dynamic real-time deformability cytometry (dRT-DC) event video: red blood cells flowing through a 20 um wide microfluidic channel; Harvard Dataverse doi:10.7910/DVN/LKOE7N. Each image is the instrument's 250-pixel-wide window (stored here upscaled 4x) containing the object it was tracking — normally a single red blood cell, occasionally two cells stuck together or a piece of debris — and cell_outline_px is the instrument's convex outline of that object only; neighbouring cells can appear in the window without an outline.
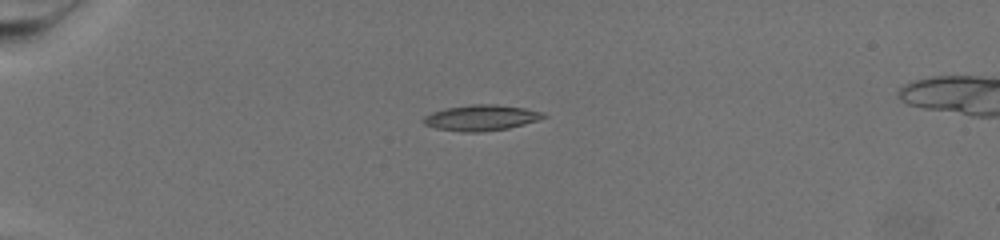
{"species": "common noctule bat (a hibernating species)", "species_latin": "Nyctalus noctula", "temperature_condition": "warm", "stored_images_in_passage": 55, "camera_frame_rate_fps": 3000, "um_per_image_px": 0.085, "animal": {"sex": "female", "body_mass_g": 19.5, "forearm_length_mm": 54.1}, "frame": {"image": 1, "passage_image": 1, "time_ms": 0.0, "image_size_px": [1000, 240], "cell_outline_px": [[548, 116], [540, 120], [508, 128], [484, 132], [464, 132], [436, 128], [424, 124], [420, 120], [424, 116], [432, 112], [448, 108], [472, 104], [496, 104], [524, 108], [544, 112]], "centroid_in_image_um": [40.92, 10.01], "position_along_channel_um": 44.1, "area_um2": 18.09}}
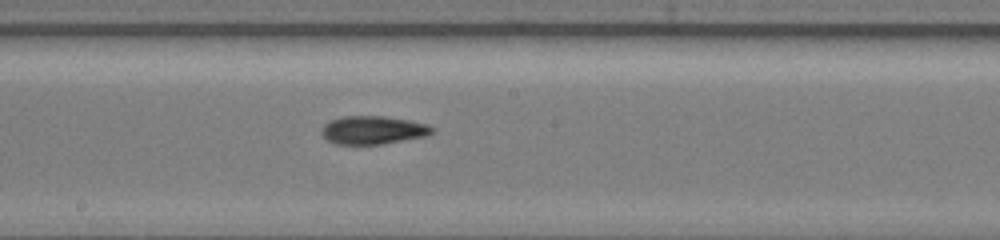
{"frame": {"image": 2, "passage_image": 24, "time_ms": 7.667, "image_size_px": [1000, 240], "cell_outline_px": [[436, 128], [432, 132], [424, 136], [380, 144], [336, 144], [328, 140], [320, 132], [320, 128], [328, 120], [340, 116], [384, 116], [408, 120], [428, 124]], "centroid_in_image_um": [31.65, 11.04], "position_along_channel_um": 216.5, "area_um2": 18.21}}
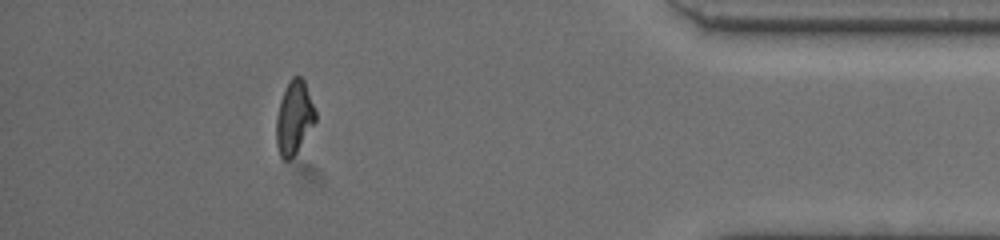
{"frame": {"image": 3, "passage_image": 48, "time_ms": 15.667, "image_size_px": [1000, 240], "cell_outline_px": [[316, 120], [296, 152], [288, 160], [284, 160], [280, 156], [276, 144], [276, 116], [280, 100], [292, 76], [300, 76], [304, 80], [316, 112]], "centroid_in_image_um": [24.99, 10.0], "position_along_channel_um": 410.2, "area_um2": 16.47}}